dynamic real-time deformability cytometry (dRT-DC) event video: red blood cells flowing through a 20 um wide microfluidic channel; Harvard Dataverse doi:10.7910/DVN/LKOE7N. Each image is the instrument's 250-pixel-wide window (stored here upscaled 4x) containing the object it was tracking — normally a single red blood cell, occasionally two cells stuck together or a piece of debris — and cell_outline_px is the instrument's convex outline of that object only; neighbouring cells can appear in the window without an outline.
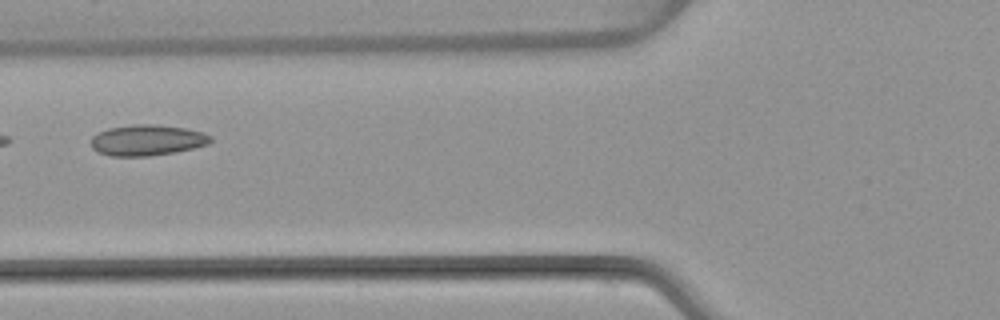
{"species": "common noctule bat (a hibernating species)", "species_latin": "Nyctalus noctula", "temperature_condition": "warm", "stored_images_in_passage": 4, "camera_frame_rate_fps": 3000, "um_per_image_px": 0.085, "animal": {"sex": "female", "body_mass_g": 22.7, "forearm_length_mm": 54.2}, "frame": {"image": 1, "passage_image": 4, "time_ms": 4.667, "image_size_px": [1000, 320], "cell_outline_px": [[212, 140], [208, 144], [176, 152], [148, 156], [112, 156], [100, 152], [92, 148], [92, 136], [96, 132], [108, 128], [132, 124], [152, 124], [184, 128], [204, 132], [212, 136]], "centroid_in_image_um": [12.51, 11.9], "position_along_channel_um": 113.3, "area_um2": 21.5}}